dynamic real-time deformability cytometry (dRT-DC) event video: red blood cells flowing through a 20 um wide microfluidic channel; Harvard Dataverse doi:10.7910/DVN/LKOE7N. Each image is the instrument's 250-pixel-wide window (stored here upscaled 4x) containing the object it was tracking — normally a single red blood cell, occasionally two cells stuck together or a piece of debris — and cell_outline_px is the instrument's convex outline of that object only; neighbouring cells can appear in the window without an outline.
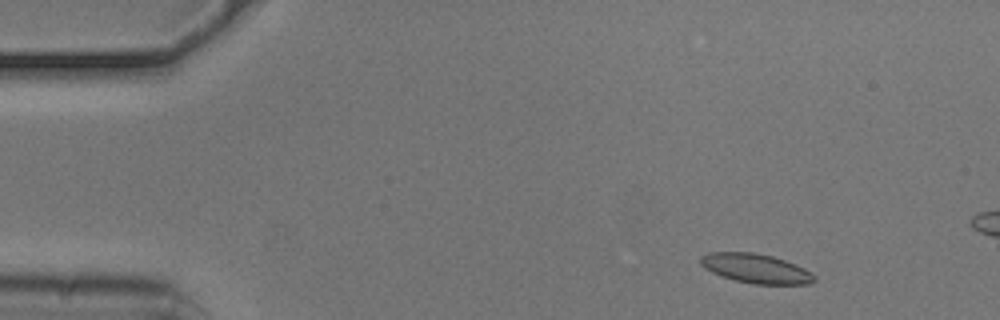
{"species": "common noctule bat (a hibernating species)", "species_latin": "Nyctalus noctula", "temperature_condition": "cold", "stored_images_in_passage": 13, "camera_frame_rate_fps": 3000, "um_per_image_px": 0.085, "animal": {"sex": "male", "body_mass_g": 20.5, "forearm_length_mm": 52.5}, "frame": {"image": 1, "passage_image": 4, "time_ms": 1.0, "image_size_px": [1000, 320], "cell_outline_px": [[816, 280], [808, 284], [752, 284], [736, 280], [712, 272], [704, 268], [700, 264], [700, 256], [708, 252], [752, 252], [772, 256], [796, 264], [812, 272], [816, 276]], "centroid_in_image_um": [64.26, 22.81], "position_along_channel_um": 20.7, "area_um2": 19.48}}